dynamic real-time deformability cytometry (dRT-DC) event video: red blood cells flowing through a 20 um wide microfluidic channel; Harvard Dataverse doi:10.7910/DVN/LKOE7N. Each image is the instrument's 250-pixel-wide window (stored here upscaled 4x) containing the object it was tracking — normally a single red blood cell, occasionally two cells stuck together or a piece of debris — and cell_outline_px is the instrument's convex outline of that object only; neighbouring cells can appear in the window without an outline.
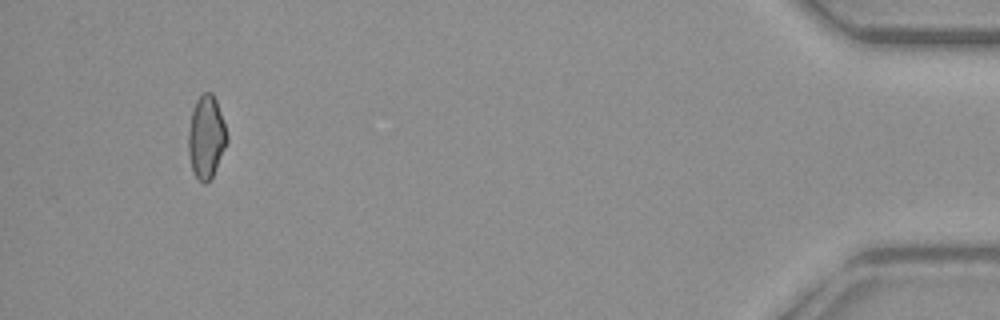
{"species": "common noctule bat (a hibernating species)", "species_latin": "Nyctalus noctula", "temperature_condition": "warm", "stored_images_in_passage": 48, "camera_frame_rate_fps": 3000, "um_per_image_px": 0.085, "animal": {"sex": "female", "body_mass_g": 29.2, "forearm_length_mm": 56.3}, "frame": {"image": 1, "passage_image": 48, "time_ms": 15.667, "image_size_px": [1000, 320], "cell_outline_px": [[228, 140], [216, 168], [212, 176], [204, 184], [192, 172], [188, 152], [188, 132], [192, 112], [196, 100], [204, 92], [212, 92], [216, 100], [228, 136]], "centroid_in_image_um": [17.52, 11.64], "position_along_channel_um": 417.7, "area_um2": 18.38}}